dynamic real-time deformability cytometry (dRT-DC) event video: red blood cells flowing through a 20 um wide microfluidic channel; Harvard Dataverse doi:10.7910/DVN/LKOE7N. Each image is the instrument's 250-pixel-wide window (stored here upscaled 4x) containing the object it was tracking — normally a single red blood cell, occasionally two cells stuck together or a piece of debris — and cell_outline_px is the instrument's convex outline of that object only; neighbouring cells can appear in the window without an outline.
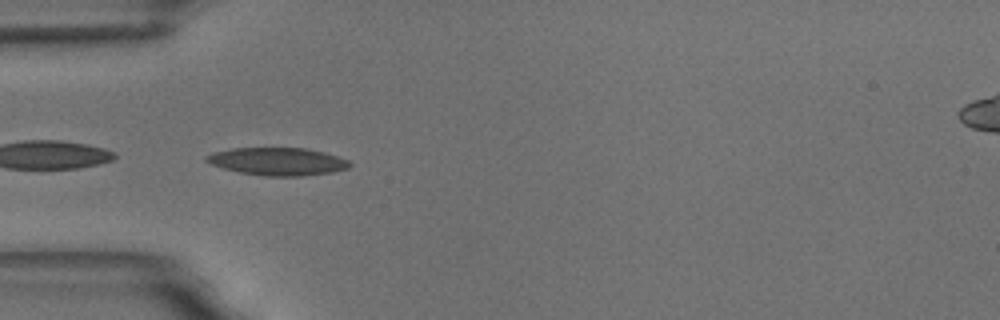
{"species": "common noctule bat (a hibernating species)", "species_latin": "Nyctalus noctula", "temperature_condition": "room temperature", "stored_images_in_passage": 41, "camera_frame_rate_fps": 3000, "um_per_image_px": 0.085, "animal": {"sex": "male", "body_mass_g": 18.8}, "frame": {"image": 1, "passage_image": 1, "time_ms": 0.0, "image_size_px": [1000, 320], "cell_outline_px": [[352, 164], [348, 168], [332, 172], [304, 176], [264, 176], [240, 172], [224, 168], [212, 164], [204, 160], [204, 156], [212, 152], [232, 148], [304, 148], [324, 152], [340, 156], [348, 160]], "centroid_in_image_um": [23.61, 13.72], "position_along_channel_um": 61.4, "area_um2": 23.24}}
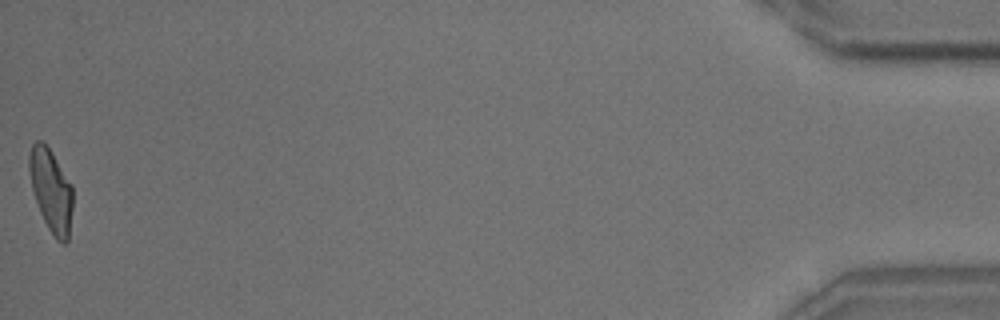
{"frame": {"image": 2, "passage_image": 41, "time_ms": 13.333, "image_size_px": [1000, 320], "cell_outline_px": [[72, 208], [68, 240], [64, 244], [56, 240], [48, 228], [40, 212], [32, 188], [28, 168], [28, 156], [32, 144], [36, 140], [44, 140], [72, 184]], "centroid_in_image_um": [4.33, 16.15], "position_along_channel_um": 430.9, "area_um2": 21.1}, "authors_computed_cell_mechanics": {"area_um2": 21.386, "velocity_mm_per_s": 3.5066, "shape_relaxation_time_tau1_ms": 5.1375, "shape_relaxation_time_tau2_ms": 1.7941, "deformation_change_tau1": 0.1592, "deformation_change_tau2": 0.0788}}